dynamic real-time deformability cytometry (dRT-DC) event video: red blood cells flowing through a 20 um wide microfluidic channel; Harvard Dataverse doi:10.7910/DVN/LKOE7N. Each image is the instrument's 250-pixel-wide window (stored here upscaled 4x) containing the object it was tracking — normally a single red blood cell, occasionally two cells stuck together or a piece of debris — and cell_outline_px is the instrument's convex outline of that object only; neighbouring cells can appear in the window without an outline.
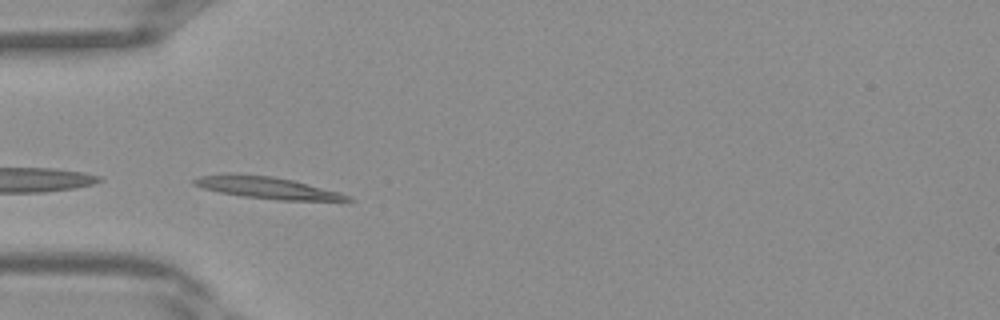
{"species": "Egyptian fruit bat (a non-hibernating species)", "species_latin": "Rousettus aegyptiacus", "temperature_condition": "warm", "stored_images_in_passage": 37, "camera_frame_rate_fps": 3000, "um_per_image_px": 0.085, "frame": {"image": 1, "passage_image": 9, "time_ms": 2.667, "image_size_px": [1000, 320], "cell_outline_px": [[356, 200], [348, 204], [280, 200], [244, 196], [220, 192], [204, 188], [192, 184], [192, 180], [200, 176], [228, 172], [232, 172], [272, 176], [292, 180], [340, 192]], "centroid_in_image_um": [22.9, 15.99], "position_along_channel_um": 62.1, "area_um2": 20.52}}
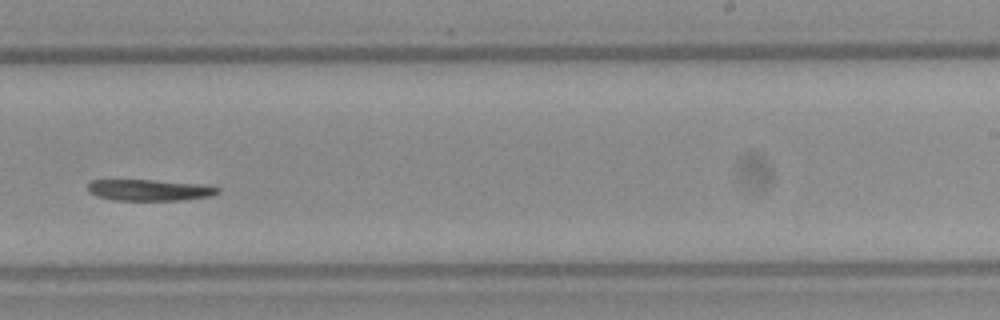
{"frame": {"image": 2, "passage_image": 22, "time_ms": 7.0, "image_size_px": [1000, 320], "cell_outline_px": [[220, 192], [212, 196], [180, 200], [116, 200], [96, 196], [88, 192], [88, 180], [152, 180], [196, 184], [220, 188]], "centroid_in_image_um": [12.65, 16.16], "position_along_channel_um": 276.3, "area_um2": 15.95}}
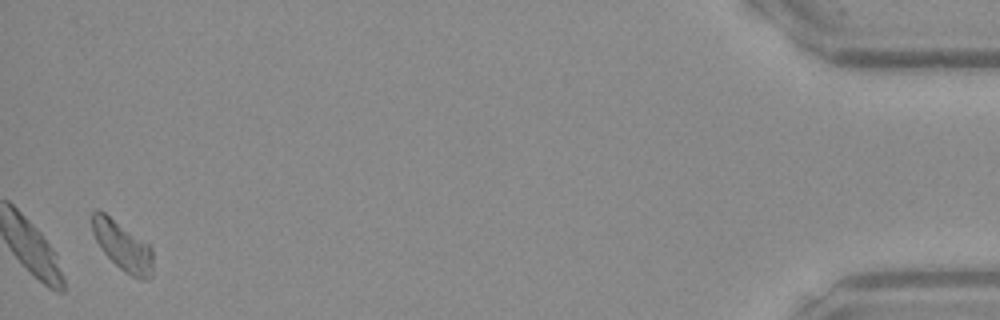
{"frame": {"image": 3, "passage_image": 36, "time_ms": 11.667, "image_size_px": [1000, 320], "cell_outline_px": [[152, 276], [148, 280], [140, 280], [124, 272], [100, 248], [92, 232], [92, 212], [104, 212], [148, 244], [152, 248]], "centroid_in_image_um": [10.44, 20.95], "position_along_channel_um": 424.8, "area_um2": 17.11}}